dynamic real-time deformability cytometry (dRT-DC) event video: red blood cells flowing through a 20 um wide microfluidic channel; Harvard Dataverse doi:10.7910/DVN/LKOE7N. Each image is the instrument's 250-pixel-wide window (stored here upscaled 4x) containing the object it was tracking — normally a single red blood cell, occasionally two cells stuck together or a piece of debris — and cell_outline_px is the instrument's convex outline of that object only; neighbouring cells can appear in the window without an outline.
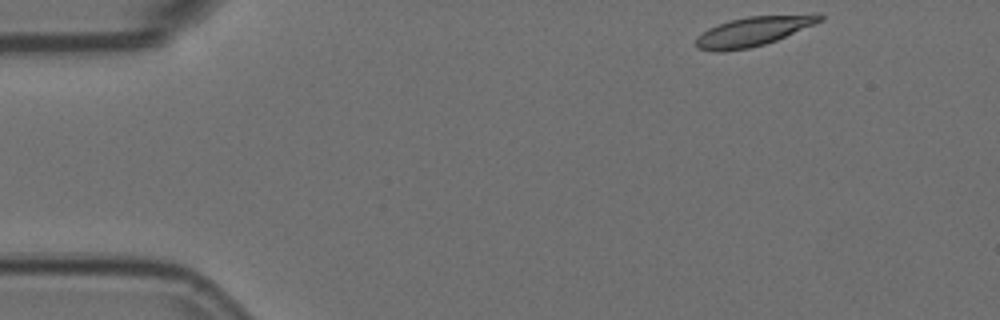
{"species": "Egyptian fruit bat (a non-hibernating species)", "species_latin": "Rousettus aegyptiacus", "temperature_condition": "room temperature", "stored_images_in_passage": 3, "camera_frame_rate_fps": 3000, "um_per_image_px": 0.085, "animal": {"sex": "female"}, "frame": {"image": 1, "passage_image": 1, "time_ms": 0.0, "image_size_px": [1000, 320], "cell_outline_px": [[824, 20], [776, 40], [764, 44], [748, 48], [724, 52], [712, 52], [696, 48], [696, 36], [708, 28], [732, 20], [748, 16], [812, 12], [820, 12], [824, 16]], "centroid_in_image_um": [64.09, 2.63], "position_along_channel_um": 20.9, "area_um2": 21.73}}
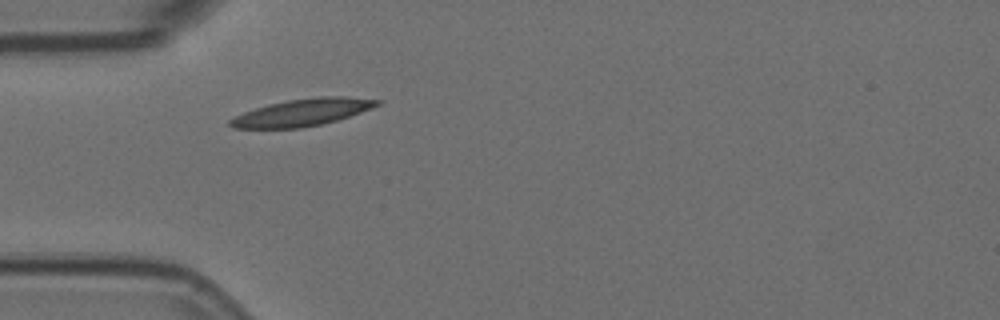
{"frame": {"image": 2, "passage_image": 3, "time_ms": 0.667, "image_size_px": [1000, 320], "cell_outline_px": [[384, 100], [380, 104], [372, 108], [336, 120], [320, 124], [300, 128], [232, 128], [228, 124], [228, 120], [244, 112], [268, 104], [288, 100], [320, 96], [344, 96]], "centroid_in_image_um": [25.7, 9.54], "position_along_channel_um": 59.3, "area_um2": 23.06}}